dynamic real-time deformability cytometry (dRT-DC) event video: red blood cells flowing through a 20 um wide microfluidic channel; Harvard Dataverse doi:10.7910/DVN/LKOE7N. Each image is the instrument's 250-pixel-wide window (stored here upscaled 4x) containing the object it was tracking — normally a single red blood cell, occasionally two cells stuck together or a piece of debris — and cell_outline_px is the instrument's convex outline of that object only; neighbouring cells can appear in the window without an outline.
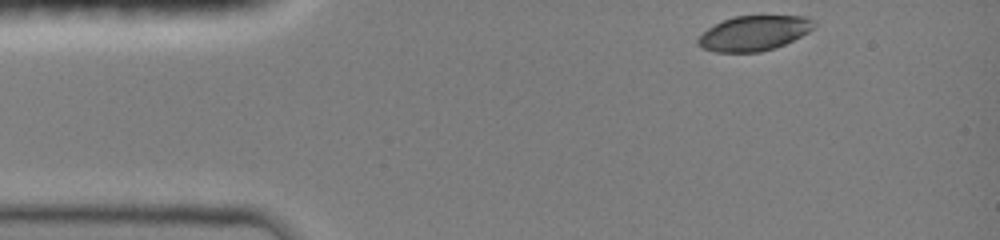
{"species": "common noctule bat (a hibernating species)", "species_latin": "Nyctalus noctula", "temperature_condition": "room temperature", "stored_images_in_passage": 38, "camera_frame_rate_fps": 3000, "um_per_image_px": 0.085, "animal": {"sex": "female", "body_mass_g": 19.0, "forearm_length_mm": 51.5}, "frame": {"image": 1, "passage_image": 1, "time_ms": 0.0, "image_size_px": [1000, 240], "cell_outline_px": [[816, 24], [808, 32], [784, 44], [760, 52], [716, 52], [700, 48], [696, 44], [696, 40], [708, 28], [732, 16], [808, 16], [816, 20]], "centroid_in_image_um": [64.08, 2.81], "position_along_channel_um": 20.9, "area_um2": 23.58}}
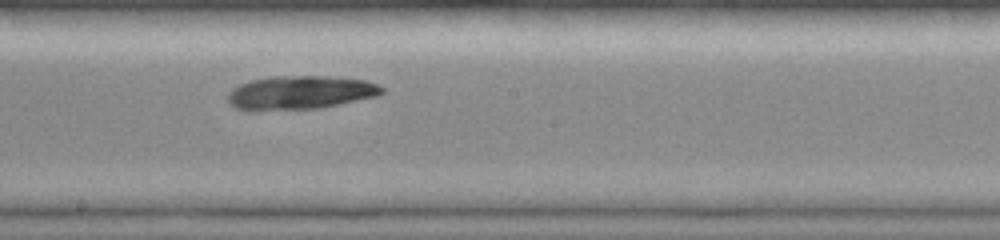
{"frame": {"image": 2, "passage_image": 21, "time_ms": 6.667, "image_size_px": [1000, 240], "cell_outline_px": [[384, 92], [380, 96], [320, 108], [256, 112], [252, 112], [236, 108], [228, 100], [228, 92], [232, 88], [248, 80], [272, 76], [328, 76], [364, 80], [376, 84], [384, 88]], "centroid_in_image_um": [25.49, 7.89], "position_along_channel_um": 222.7, "area_um2": 30.81}}
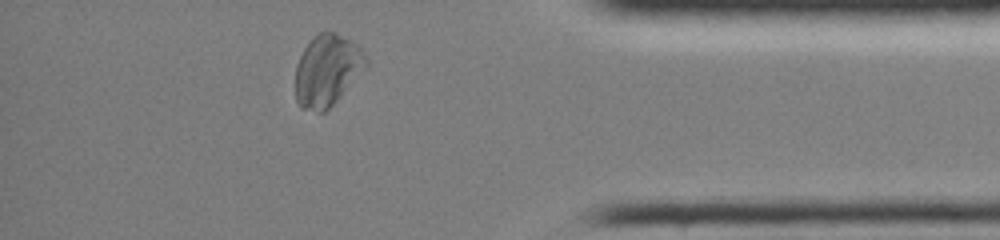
{"frame": {"image": 3, "passage_image": 36, "time_ms": 11.667, "image_size_px": [1000, 240], "cell_outline_px": [[368, 64], [336, 100], [324, 112], [320, 112], [300, 108], [296, 100], [296, 64], [304, 48], [320, 32], [332, 32], [352, 40], [364, 52], [368, 60]], "centroid_in_image_um": [27.8, 5.98], "position_along_channel_um": 407.4, "area_um2": 28.84}, "authors_computed_cell_mechanics": {"area_um2": 29.3046, "velocity_mm_per_s": 4.0304, "shape_relaxation_time_tau1_ms": 7.8102, "shape_relaxation_time_tau2_ms": 7.3628, "deformation_change_tau1": 0.1989, "deformation_change_tau2": 0.1067}}